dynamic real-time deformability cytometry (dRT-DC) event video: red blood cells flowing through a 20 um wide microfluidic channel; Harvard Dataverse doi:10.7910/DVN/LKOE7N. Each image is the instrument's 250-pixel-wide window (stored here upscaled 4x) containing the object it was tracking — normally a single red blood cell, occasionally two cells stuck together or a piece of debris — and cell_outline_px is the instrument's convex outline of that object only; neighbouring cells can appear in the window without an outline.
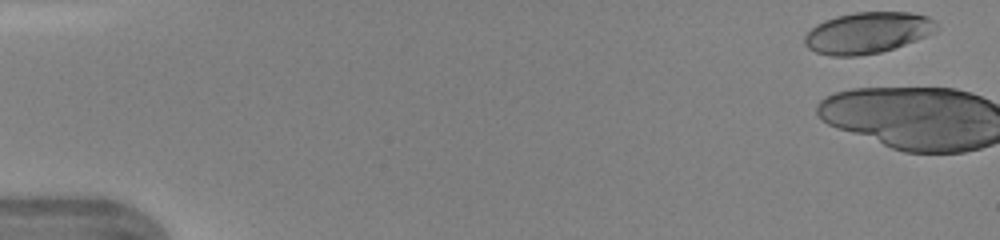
{"species": "human", "species_latin": "Homo sapiens", "temperature_condition": "warm", "stored_images_in_passage": 2, "camera_frame_rate_fps": 3000, "um_per_image_px": 0.085, "donor": {"sex": "female"}, "frame": {"image": 1, "passage_image": 1, "time_ms": 0.0, "image_size_px": [1000, 240], "cell_outline_px": [[936, 24], [932, 32], [916, 40], [880, 52], [856, 56], [832, 56], [816, 52], [808, 48], [804, 44], [804, 36], [816, 24], [824, 20], [836, 16], [856, 12], [908, 12], [928, 16]], "centroid_in_image_um": [73.67, 2.78], "position_along_channel_um": 11.3, "area_um2": 31.33}}